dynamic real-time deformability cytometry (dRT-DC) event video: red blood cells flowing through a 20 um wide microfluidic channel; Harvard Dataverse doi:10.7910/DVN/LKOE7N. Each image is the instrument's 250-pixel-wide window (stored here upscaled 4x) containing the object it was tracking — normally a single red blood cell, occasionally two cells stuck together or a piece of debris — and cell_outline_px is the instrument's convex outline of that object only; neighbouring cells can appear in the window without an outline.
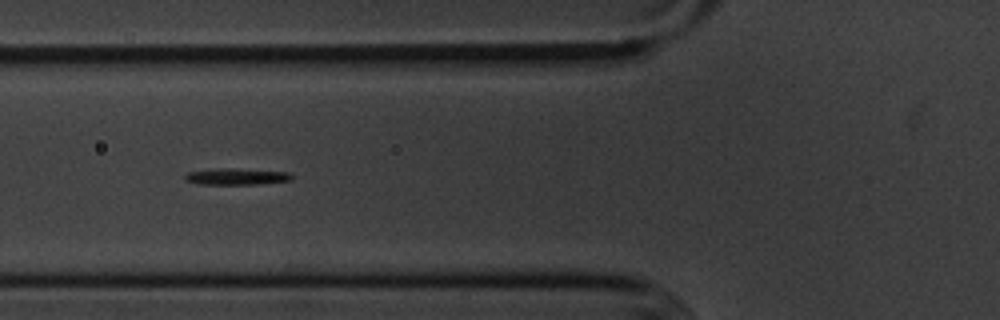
{"species": "common noctule bat (a hibernating species)", "species_latin": "Nyctalus noctula", "temperature_condition": "cold", "stored_images_in_passage": 54, "camera_frame_rate_fps": 3000, "um_per_image_px": 0.085, "animal": {"sex": "male", "body_mass_g": 20.1, "forearm_length_mm": 53.5}, "frame": {"image": 1, "passage_image": 20, "time_ms": 6.333, "image_size_px": [1000, 320], "cell_outline_px": [[296, 176], [292, 180], [260, 184], [200, 184], [184, 180], [184, 176], [188, 172], [220, 168], [236, 168], [288, 172]], "centroid_in_image_um": [20.16, 15.0], "position_along_channel_um": 105.6, "area_um2": 10.35}}
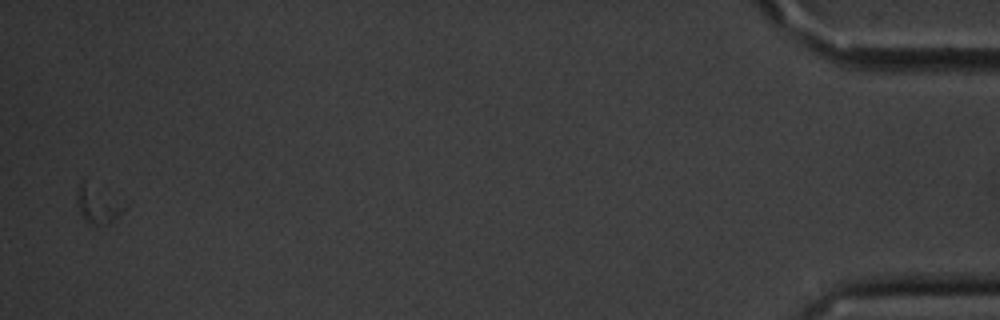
{"frame": {"image": 2, "passage_image": 54, "time_ms": 17.667, "image_size_px": [1000, 320], "cell_outline_px": [[128, 204], [108, 224], [88, 224], [84, 220], [76, 204], [76, 192], [80, 184], [84, 180]], "centroid_in_image_um": [8.28, 17.38], "position_along_channel_um": 426.9, "area_um2": 10.23}}